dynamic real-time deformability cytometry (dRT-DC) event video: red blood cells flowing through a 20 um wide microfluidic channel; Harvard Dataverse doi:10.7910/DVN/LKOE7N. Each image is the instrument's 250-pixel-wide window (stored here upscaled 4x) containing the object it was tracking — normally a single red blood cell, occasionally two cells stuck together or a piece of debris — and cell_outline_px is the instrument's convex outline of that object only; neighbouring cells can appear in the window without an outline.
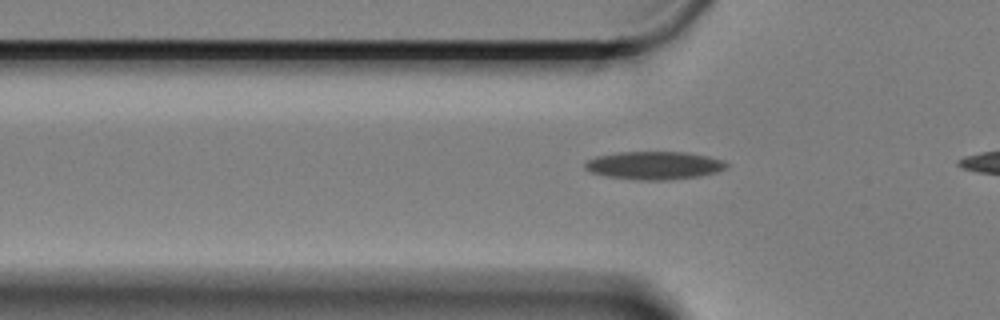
{"species": "Egyptian fruit bat (a non-hibernating species)", "species_latin": "Rousettus aegyptiacus", "temperature_condition": "cold", "stored_images_in_passage": 38, "camera_frame_rate_fps": 3000, "um_per_image_px": 0.085, "animal": {"sex": "female"}, "frame": {"image": 1, "passage_image": 8, "time_ms": 2.333, "image_size_px": [1000, 320], "cell_outline_px": [[728, 168], [716, 172], [700, 176], [672, 180], [636, 180], [604, 176], [592, 172], [584, 168], [584, 164], [588, 160], [596, 156], [616, 152], [684, 152], [724, 160], [728, 164]], "centroid_in_image_um": [55.6, 14.07], "position_along_channel_um": 70.2, "area_um2": 23.24}}
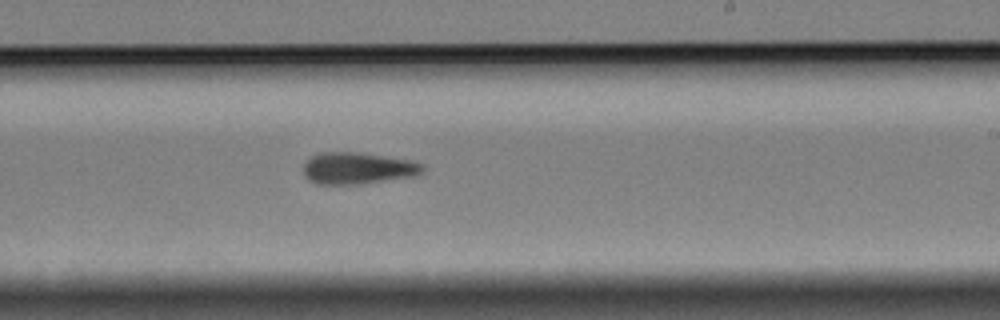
{"frame": {"image": 2, "passage_image": 25, "time_ms": 8.0, "image_size_px": [1000, 320], "cell_outline_px": [[424, 172], [416, 176], [360, 184], [316, 184], [308, 180], [304, 176], [304, 164], [312, 156], [320, 152], [356, 152], [408, 160], [424, 164]], "centroid_in_image_um": [30.4, 14.31], "position_along_channel_um": 258.6, "area_um2": 22.02}}
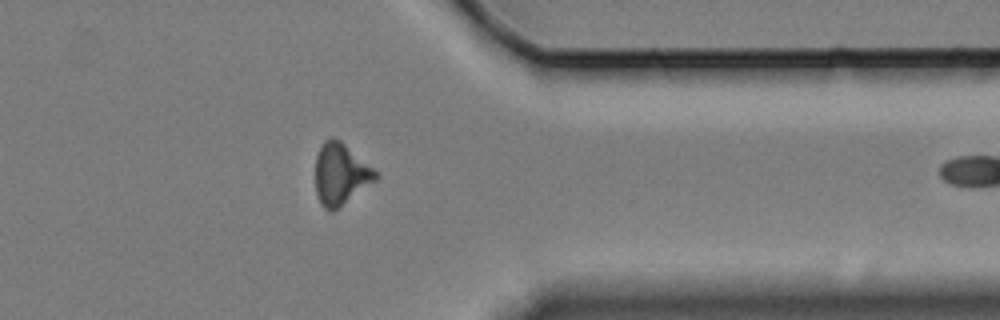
{"frame": {"image": 3, "passage_image": 37, "time_ms": 12.0, "image_size_px": [1000, 320], "cell_outline_px": [[380, 176], [376, 180], [340, 208], [332, 212], [328, 212], [320, 204], [316, 192], [316, 156], [324, 140], [340, 140], [372, 168]], "centroid_in_image_um": [28.94, 14.87], "position_along_channel_um": 382.5, "area_um2": 21.33}}